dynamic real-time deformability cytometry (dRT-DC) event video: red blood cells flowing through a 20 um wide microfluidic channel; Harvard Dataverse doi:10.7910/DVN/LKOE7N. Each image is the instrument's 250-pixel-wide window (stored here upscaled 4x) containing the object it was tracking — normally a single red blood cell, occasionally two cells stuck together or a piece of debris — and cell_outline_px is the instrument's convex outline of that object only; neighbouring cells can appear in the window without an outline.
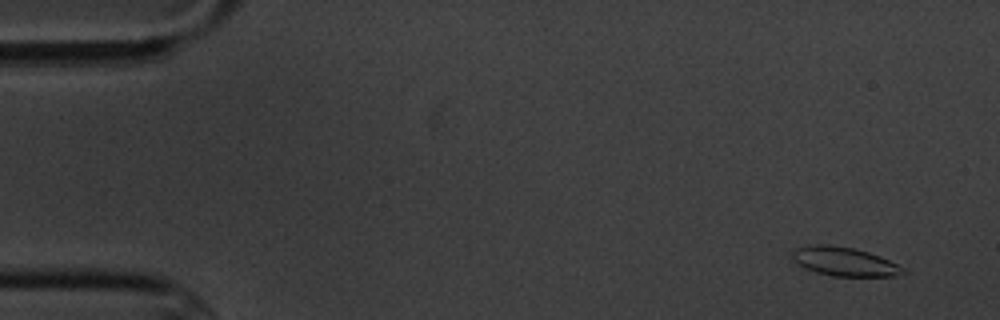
{"species": "common noctule bat (a hibernating species)", "species_latin": "Nyctalus noctula", "temperature_condition": "cold", "stored_images_in_passage": 4, "camera_frame_rate_fps": 3000, "um_per_image_px": 0.085, "animal": {"sex": "male", "body_mass_g": 20.1, "forearm_length_mm": 53.5}, "frame": {"image": 1, "passage_image": 1, "time_ms": 0.0, "image_size_px": [1000, 320], "cell_outline_px": [[908, 272], [896, 276], [832, 276], [816, 272], [804, 268], [792, 260], [792, 252], [796, 248], [812, 244], [828, 244], [852, 248], [868, 252], [880, 256], [904, 268]], "centroid_in_image_um": [71.75, 22.23], "position_along_channel_um": 13.2, "area_um2": 18.67}}